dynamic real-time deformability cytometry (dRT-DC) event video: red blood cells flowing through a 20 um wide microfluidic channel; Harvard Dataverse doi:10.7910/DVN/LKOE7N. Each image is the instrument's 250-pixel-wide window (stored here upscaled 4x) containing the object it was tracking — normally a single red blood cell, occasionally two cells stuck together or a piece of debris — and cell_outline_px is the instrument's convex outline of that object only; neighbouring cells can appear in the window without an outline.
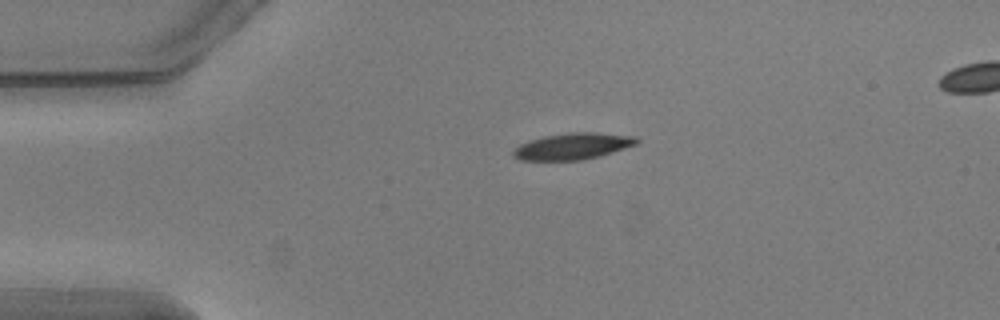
{"species": "common noctule bat (a hibernating species)", "species_latin": "Nyctalus noctula", "temperature_condition": "warm", "stored_images_in_passage": 16, "camera_frame_rate_fps": 3000, "um_per_image_px": 0.085, "animal": {"sex": "male", "body_mass_g": 20.5, "forearm_length_mm": 52.5}, "frame": {"image": 1, "passage_image": 1, "time_ms": 0.0, "image_size_px": [1000, 320], "cell_outline_px": [[640, 140], [636, 144], [600, 156], [580, 160], [520, 160], [512, 156], [512, 152], [520, 144], [544, 136], [572, 132], [592, 132], [636, 136]], "centroid_in_image_um": [48.69, 12.43], "position_along_channel_um": 36.3, "area_um2": 18.84}}
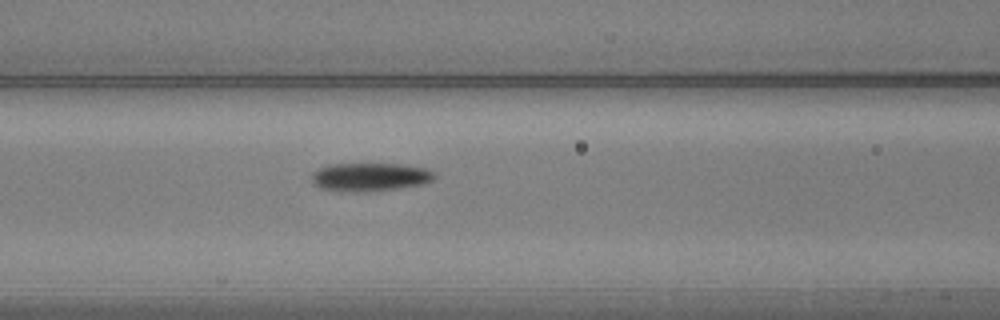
{"frame": {"image": 2, "passage_image": 12, "time_ms": 3.667, "image_size_px": [1000, 320], "cell_outline_px": [[436, 176], [432, 180], [424, 184], [368, 192], [340, 192], [320, 188], [312, 184], [312, 172], [328, 164], [400, 164], [428, 168], [436, 172]], "centroid_in_image_um": [31.44, 15.05], "position_along_channel_um": 135.2, "area_um2": 20.63}}
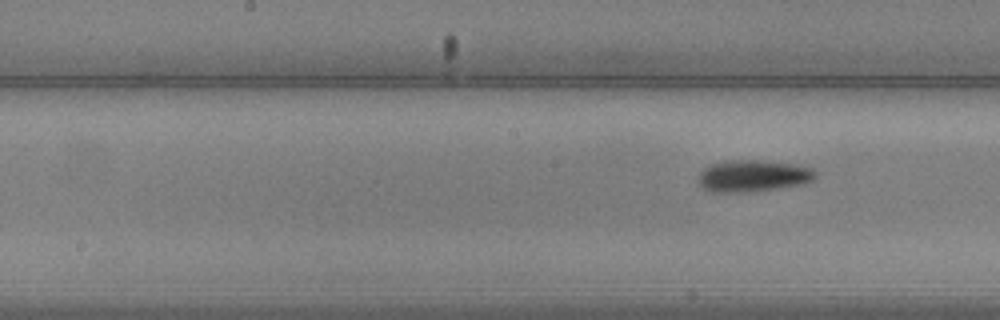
{"frame": {"image": 3, "passage_image": 16, "time_ms": 5.0, "image_size_px": [1000, 320], "cell_outline_px": [[816, 176], [812, 180], [804, 184], [748, 192], [712, 192], [704, 188], [700, 184], [700, 172], [708, 164], [724, 160], [760, 160], [796, 164], [812, 168], [816, 172]], "centroid_in_image_um": [64.01, 14.93], "position_along_channel_um": 184.2, "area_um2": 21.73}}